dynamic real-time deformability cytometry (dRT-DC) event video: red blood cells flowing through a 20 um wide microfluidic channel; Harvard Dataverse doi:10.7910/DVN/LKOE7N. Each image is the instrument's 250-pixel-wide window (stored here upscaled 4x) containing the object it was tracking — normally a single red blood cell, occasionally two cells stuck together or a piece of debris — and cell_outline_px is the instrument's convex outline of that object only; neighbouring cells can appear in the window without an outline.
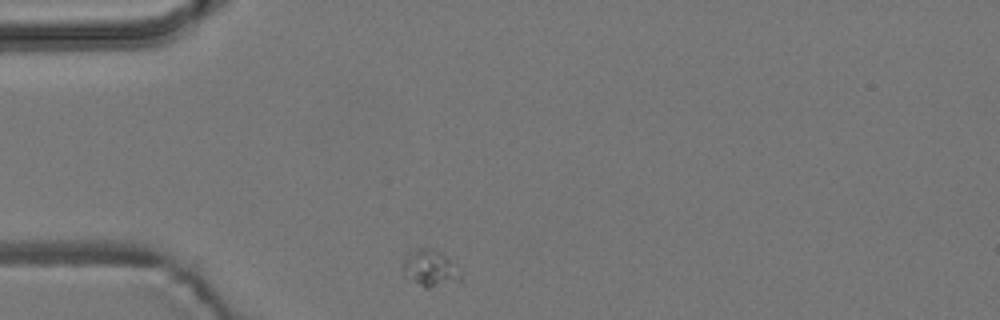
{"species": "common noctule bat (a hibernating species)", "species_latin": "Nyctalus noctula", "temperature_condition": "room temperature", "stored_images_in_passage": 7, "camera_frame_rate_fps": 3000, "um_per_image_px": 0.085, "animal": {"sex": "male", "body_mass_g": 19.2, "forearm_length_mm": 51.8}, "frame": {"image": 1, "passage_image": 1, "time_ms": 0.0, "image_size_px": [1000, 320], "cell_outline_px": [[464, 284], [428, 288], [424, 288], [404, 276], [400, 272], [400, 268], [404, 256], [408, 252], [420, 248], [432, 248], [440, 252], [460, 272], [464, 280]], "centroid_in_image_um": [36.55, 22.87], "position_along_channel_um": 48.4, "area_um2": 13.01}}
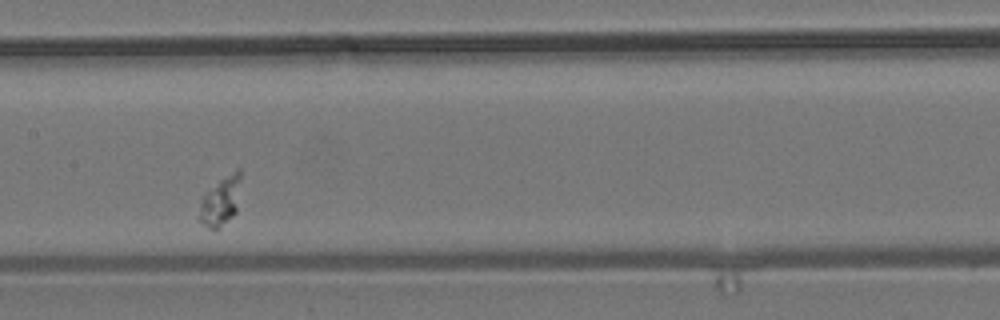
{"frame": {"image": 2, "passage_image": 5, "time_ms": 4.667, "image_size_px": [1000, 320], "cell_outline_px": [[240, 180], [236, 212], [216, 232], [208, 228], [200, 220], [200, 196], [204, 192], [236, 168], [240, 168]], "centroid_in_image_um": [18.73, 17.1], "position_along_channel_um": 188.7, "area_um2": 11.91}}
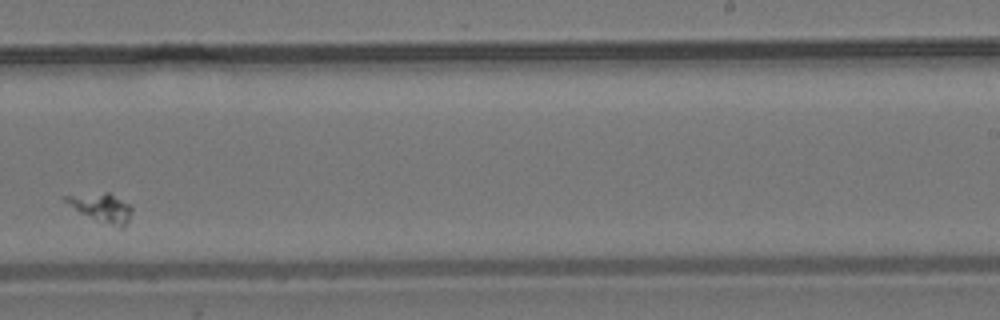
{"frame": {"image": 3, "passage_image": 7, "time_ms": 7.333, "image_size_px": [1000, 320], "cell_outline_px": [[132, 212], [124, 228], [120, 228], [96, 220], [80, 212], [68, 204], [64, 200], [64, 196], [104, 192], [108, 192], [128, 204], [132, 208]], "centroid_in_image_um": [8.66, 17.66], "position_along_channel_um": 280.3, "area_um2": 10.81}}